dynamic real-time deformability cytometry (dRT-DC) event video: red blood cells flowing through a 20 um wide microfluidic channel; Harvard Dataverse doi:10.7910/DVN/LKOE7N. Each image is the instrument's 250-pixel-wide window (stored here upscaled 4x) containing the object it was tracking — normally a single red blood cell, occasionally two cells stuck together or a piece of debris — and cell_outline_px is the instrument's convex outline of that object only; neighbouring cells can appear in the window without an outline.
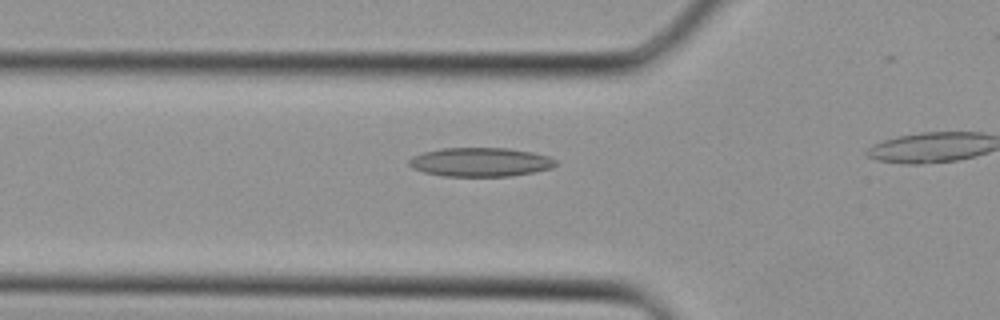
{"species": "Egyptian fruit bat (a non-hibernating species)", "species_latin": "Rousettus aegyptiacus", "temperature_condition": "cold", "stored_images_in_passage": 7, "camera_frame_rate_fps": 3000, "um_per_image_px": 0.085, "animal": {"sex": "female"}, "frame": {"image": 1, "passage_image": 3, "time_ms": 0.667, "image_size_px": [1000, 320], "cell_outline_px": [[556, 164], [552, 168], [536, 172], [512, 176], [444, 176], [424, 172], [412, 168], [408, 164], [408, 160], [412, 156], [424, 152], [440, 148], [508, 148], [532, 152], [548, 156], [556, 160]], "centroid_in_image_um": [40.83, 13.78], "position_along_channel_um": 85.0, "area_um2": 24.85}}
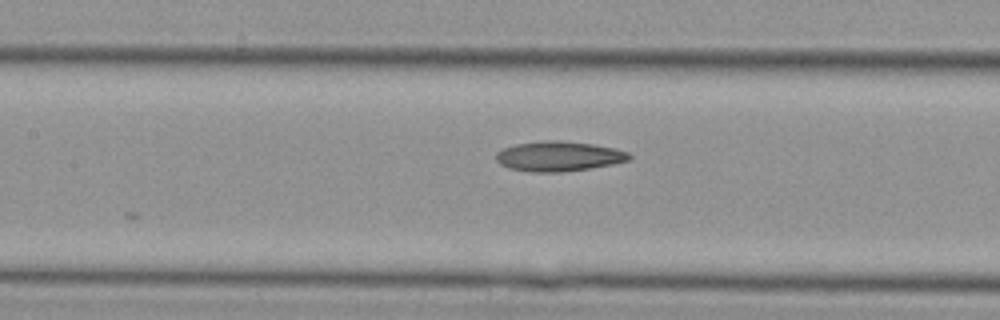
{"frame": {"image": 2, "passage_image": 7, "time_ms": 2.0, "image_size_px": [1000, 320], "cell_outline_px": [[632, 156], [628, 160], [612, 164], [588, 168], [560, 172], [528, 172], [508, 168], [500, 164], [496, 160], [496, 152], [504, 148], [516, 144], [548, 140], [556, 140], [592, 144], [612, 148], [628, 152]], "centroid_in_image_um": [47.44, 13.29], "position_along_channel_um": 160.0, "area_um2": 23.0}}